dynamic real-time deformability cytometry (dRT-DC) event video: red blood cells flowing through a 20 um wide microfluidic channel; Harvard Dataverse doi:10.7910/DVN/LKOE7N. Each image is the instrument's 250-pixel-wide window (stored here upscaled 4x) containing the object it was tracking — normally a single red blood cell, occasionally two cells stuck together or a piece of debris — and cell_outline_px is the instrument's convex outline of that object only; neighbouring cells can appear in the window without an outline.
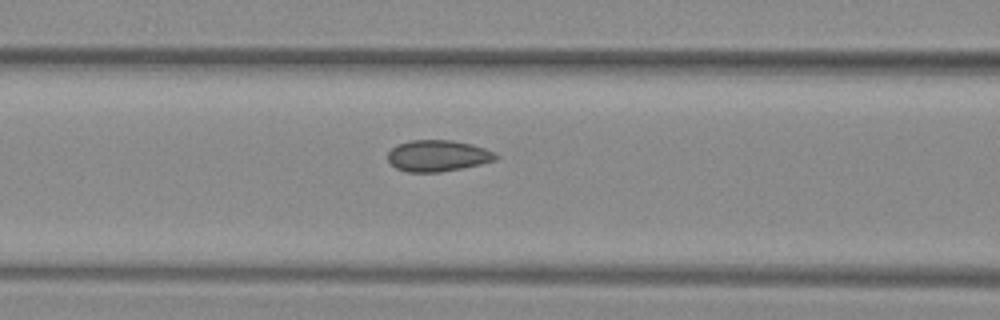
{"species": "common noctule bat (a hibernating species)", "species_latin": "Nyctalus noctula", "temperature_condition": "warm", "stored_images_in_passage": 7, "camera_frame_rate_fps": 3000, "um_per_image_px": 0.085, "animal": {"sex": "female", "body_mass_g": 29.2, "forearm_length_mm": 56.3}, "frame": {"image": 1, "passage_image": 7, "time_ms": 2.0, "image_size_px": [1000, 320], "cell_outline_px": [[500, 156], [496, 160], [480, 164], [440, 172], [408, 172], [396, 168], [388, 160], [388, 152], [396, 144], [412, 140], [452, 140], [472, 144], [484, 148]], "centroid_in_image_um": [37.2, 13.23], "position_along_channel_um": 129.4, "area_um2": 19.65}}